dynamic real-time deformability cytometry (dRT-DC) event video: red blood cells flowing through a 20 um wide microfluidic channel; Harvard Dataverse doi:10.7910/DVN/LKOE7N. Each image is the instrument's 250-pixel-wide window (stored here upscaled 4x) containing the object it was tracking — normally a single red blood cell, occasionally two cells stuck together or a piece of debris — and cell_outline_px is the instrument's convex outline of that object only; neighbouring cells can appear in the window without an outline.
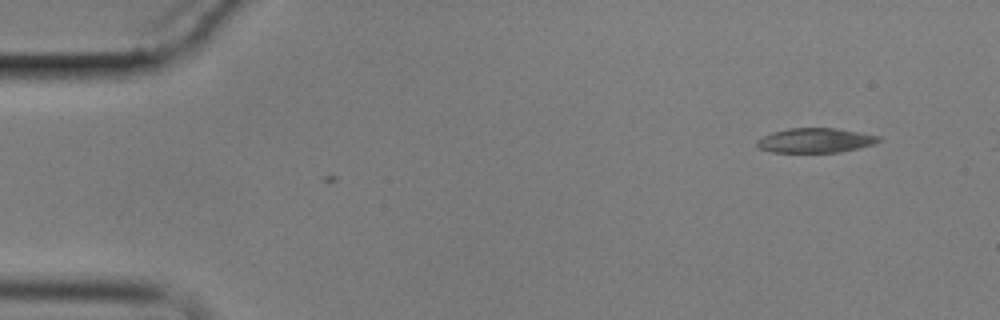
{"species": "common noctule bat (a hibernating species)", "species_latin": "Nyctalus noctula", "temperature_condition": "cold", "stored_images_in_passage": 3, "camera_frame_rate_fps": 3000, "um_per_image_px": 0.085, "animal": {"sex": "male", "body_mass_g": 17.9}, "frame": {"image": 1, "passage_image": 3, "time_ms": 2.667, "image_size_px": [1000, 320], "cell_outline_px": [[880, 140], [872, 144], [860, 148], [840, 152], [772, 152], [760, 148], [756, 144], [756, 140], [772, 132], [788, 128], [836, 128], [880, 136]], "centroid_in_image_um": [69.29, 11.93], "position_along_channel_um": 15.7, "area_um2": 17.34}}